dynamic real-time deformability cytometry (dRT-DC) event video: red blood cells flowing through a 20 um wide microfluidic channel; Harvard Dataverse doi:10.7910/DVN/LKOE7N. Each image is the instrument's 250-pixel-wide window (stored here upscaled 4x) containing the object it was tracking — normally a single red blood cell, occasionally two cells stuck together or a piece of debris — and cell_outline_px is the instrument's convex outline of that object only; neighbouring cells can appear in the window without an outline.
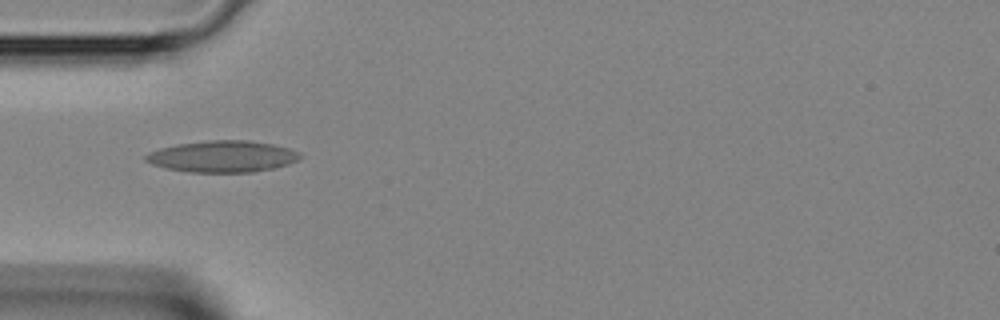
{"species": "Egyptian fruit bat (a non-hibernating species)", "species_latin": "Rousettus aegyptiacus", "temperature_condition": "room temperature", "stored_images_in_passage": 31, "camera_frame_rate_fps": 3000, "um_per_image_px": 0.085, "animal": {"sex": "female"}, "frame": {"image": 1, "passage_image": 1, "time_ms": 0.0, "image_size_px": [1000, 320], "cell_outline_px": [[300, 156], [296, 160], [288, 164], [276, 168], [252, 172], [192, 172], [164, 168], [152, 164], [144, 160], [144, 156], [148, 152], [160, 148], [176, 144], [208, 140], [248, 140], [272, 144], [288, 148], [300, 152]], "centroid_in_image_um": [18.88, 13.29], "position_along_channel_um": 66.1, "area_um2": 28.38}}
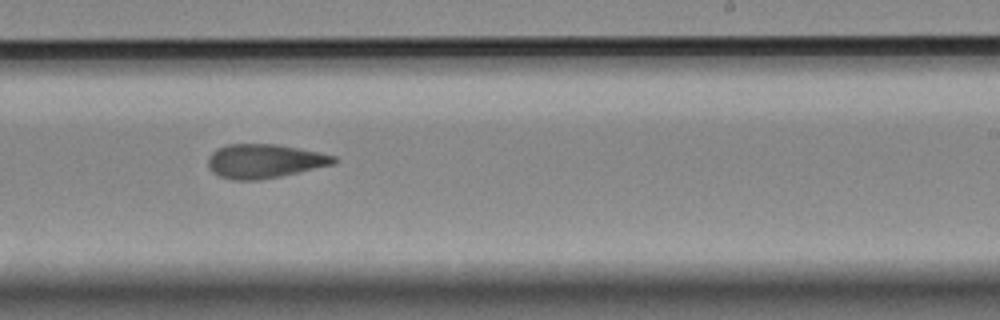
{"frame": {"image": 2, "passage_image": 14, "time_ms": 4.333, "image_size_px": [1000, 320], "cell_outline_px": [[336, 164], [300, 172], [260, 180], [232, 180], [220, 176], [212, 172], [208, 168], [208, 156], [216, 148], [228, 144], [276, 144], [336, 156]], "centroid_in_image_um": [22.44, 13.7], "position_along_channel_um": 266.6, "area_um2": 24.97}}
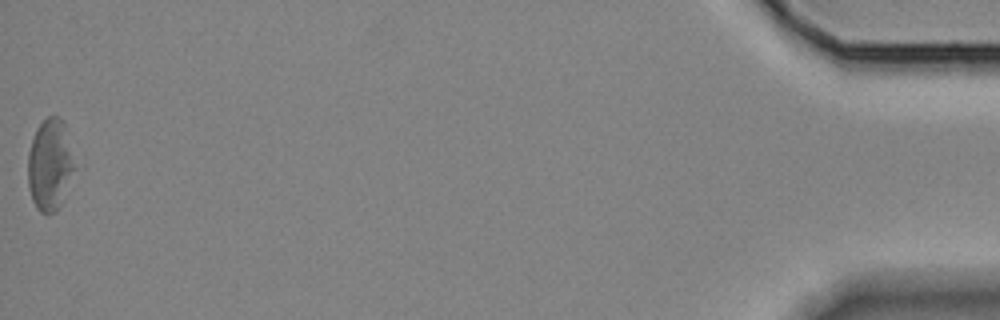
{"frame": {"image": 3, "passage_image": 31, "time_ms": 10.0, "image_size_px": [1000, 320], "cell_outline_px": [[76, 168], [60, 204], [56, 212], [48, 216], [40, 212], [36, 208], [32, 200], [28, 184], [28, 152], [36, 128], [48, 116], [60, 116], [64, 120], [68, 128], [76, 164]], "centroid_in_image_um": [4.28, 13.98], "position_along_channel_um": 430.9, "area_um2": 25.61}}